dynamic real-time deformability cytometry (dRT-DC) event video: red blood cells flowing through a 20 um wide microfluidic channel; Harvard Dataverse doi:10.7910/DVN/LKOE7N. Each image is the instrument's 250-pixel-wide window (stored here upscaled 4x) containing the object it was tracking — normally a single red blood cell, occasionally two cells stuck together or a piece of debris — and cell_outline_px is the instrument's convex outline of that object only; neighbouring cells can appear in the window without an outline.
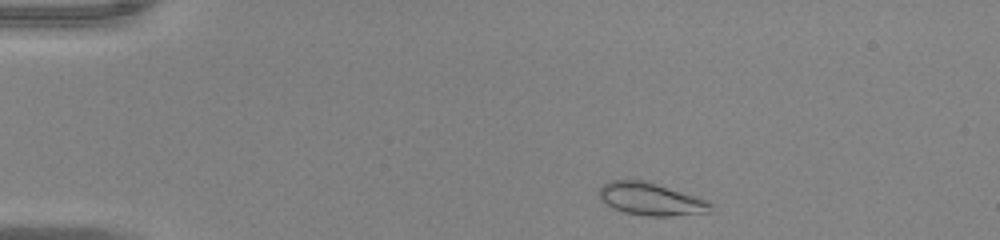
{"species": "common noctule bat (a hibernating species)", "species_latin": "Nyctalus noctula", "temperature_condition": "warm", "stored_images_in_passage": 44, "camera_frame_rate_fps": 3000, "um_per_image_px": 0.085, "animal": {"sex": "male", "body_mass_g": 20.0, "forearm_length_mm": 53.3}, "frame": {"image": 1, "passage_image": 2, "time_ms": 0.333, "image_size_px": [1000, 240], "cell_outline_px": [[716, 212], [668, 216], [648, 216], [624, 212], [612, 208], [600, 200], [600, 188], [608, 180], [648, 180], [708, 200], [712, 204]], "centroid_in_image_um": [55.38, 16.92], "position_along_channel_um": 29.6, "area_um2": 21.56}}
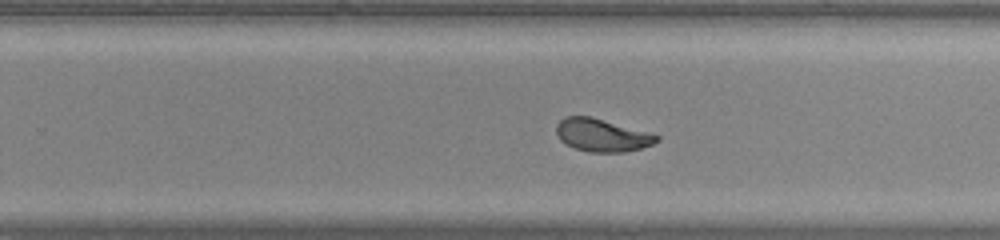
{"frame": {"image": 2, "passage_image": 26, "time_ms": 8.333, "image_size_px": [1000, 240], "cell_outline_px": [[660, 140], [652, 144], [640, 148], [624, 152], [588, 152], [564, 144], [560, 140], [556, 132], [556, 124], [564, 116], [592, 116], [660, 136]], "centroid_in_image_um": [51.12, 11.48], "position_along_channel_um": 278.7, "area_um2": 19.13}}
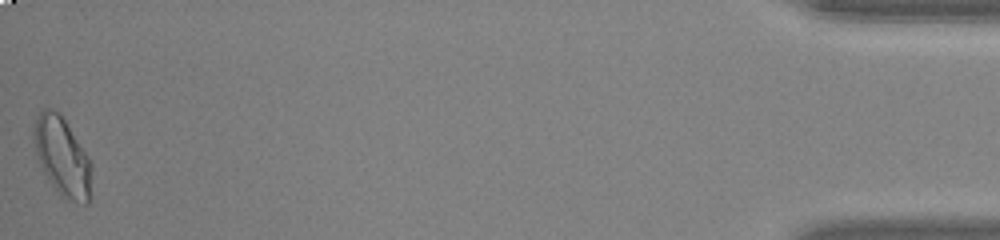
{"frame": {"image": 3, "passage_image": 44, "time_ms": 14.333, "image_size_px": [1000, 240], "cell_outline_px": [[92, 168], [88, 204], [84, 204], [60, 196], [48, 180], [40, 164], [32, 140], [32, 132], [36, 120], [40, 112], [44, 108], [48, 108], [60, 112], [88, 156], [92, 164]], "centroid_in_image_um": [5.28, 13.3], "position_along_channel_um": 429.9, "area_um2": 26.41}, "authors_computed_cell_mechanics": {"area_um2": 20.0855, "velocity_mm_per_s": 4.0149, "shape_relaxation_time_tau1_ms": 4.3193, "shape_relaxation_time_tau2_ms": null, "deformation_change_tau1": 0.1638, "deformation_change_tau2": null}}